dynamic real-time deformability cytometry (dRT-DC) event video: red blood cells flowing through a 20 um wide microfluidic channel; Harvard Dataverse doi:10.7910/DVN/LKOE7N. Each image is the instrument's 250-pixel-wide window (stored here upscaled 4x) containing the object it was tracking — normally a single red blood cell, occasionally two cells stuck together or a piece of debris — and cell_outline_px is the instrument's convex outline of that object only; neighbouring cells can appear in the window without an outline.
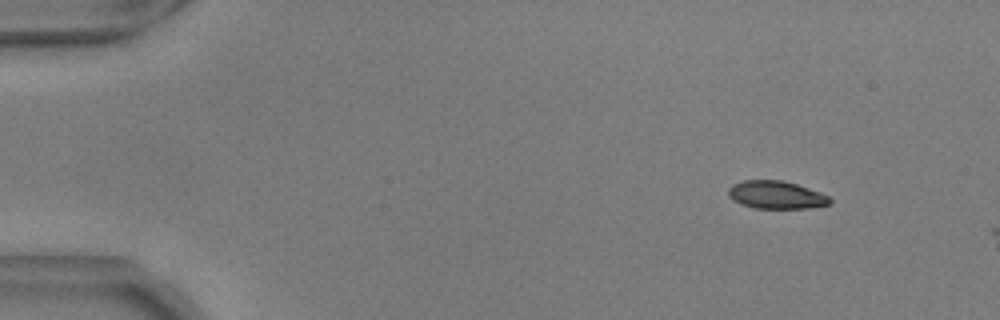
{"species": "common noctule bat (a hibernating species)", "species_latin": "Nyctalus noctula", "temperature_condition": "warm", "stored_images_in_passage": 3, "camera_frame_rate_fps": 3000, "um_per_image_px": 0.085, "animal": {"sex": "male", "body_mass_g": 17.9, "forearm_length_mm": 54.2}, "frame": {"image": 1, "passage_image": 1, "time_ms": 0.0, "image_size_px": [1000, 320], "cell_outline_px": [[832, 204], [808, 208], [752, 208], [740, 204], [732, 200], [728, 196], [728, 188], [732, 184], [744, 180], [784, 180], [820, 192], [828, 196], [832, 200]], "centroid_in_image_um": [65.95, 16.57], "position_along_channel_um": 19.0, "area_um2": 16.65}}